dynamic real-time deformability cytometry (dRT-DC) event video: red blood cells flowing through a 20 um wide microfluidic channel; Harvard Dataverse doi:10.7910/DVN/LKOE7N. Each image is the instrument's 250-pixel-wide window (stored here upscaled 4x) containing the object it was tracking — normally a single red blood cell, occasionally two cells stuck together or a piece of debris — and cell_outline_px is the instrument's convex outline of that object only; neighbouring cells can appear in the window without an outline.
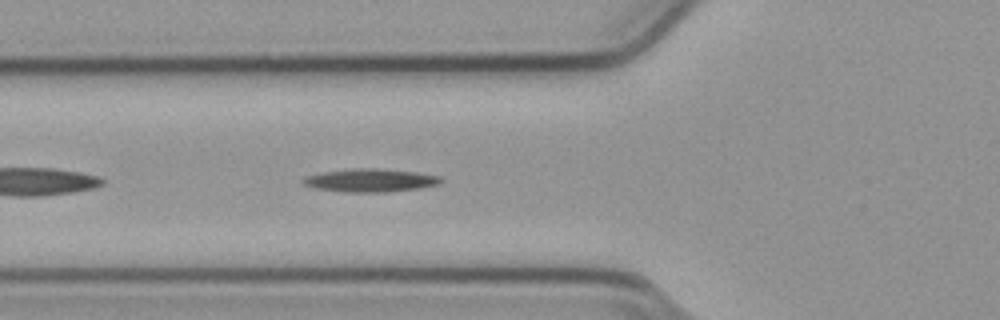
{"species": "common noctule bat (a hibernating species)", "species_latin": "Nyctalus noctula", "temperature_condition": "cold", "stored_images_in_passage": 36, "camera_frame_rate_fps": 3000, "um_per_image_px": 0.085, "animal": {"sex": "male", "body_mass_g": 23.1, "forearm_length_mm": 52.7}, "frame": {"image": 1, "passage_image": 5, "time_ms": 1.333, "image_size_px": [1000, 320], "cell_outline_px": [[444, 180], [440, 184], [420, 188], [388, 192], [344, 192], [316, 188], [304, 184], [300, 180], [304, 176], [320, 172], [356, 168], [376, 168], [416, 172], [440, 176]], "centroid_in_image_um": [31.48, 15.33], "position_along_channel_um": 94.3, "area_um2": 18.73}}
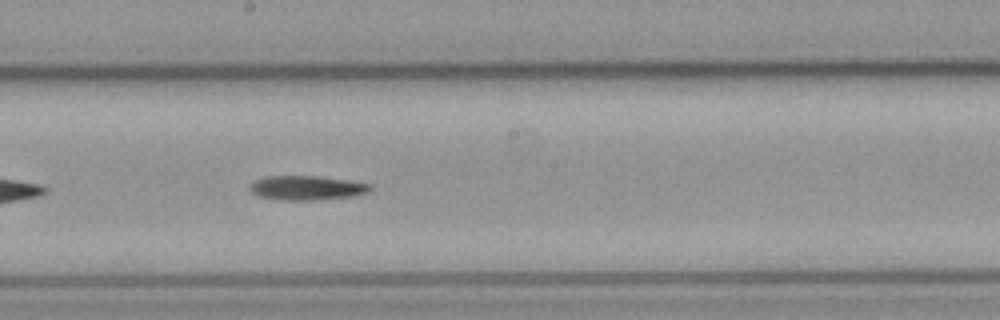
{"frame": {"image": 2, "passage_image": 15, "time_ms": 4.667, "image_size_px": [1000, 320], "cell_outline_px": [[372, 188], [368, 192], [356, 196], [316, 200], [280, 200], [256, 196], [248, 188], [248, 184], [264, 176], [316, 176], [372, 184]], "centroid_in_image_um": [26.03, 15.98], "position_along_channel_um": 222.2, "area_um2": 17.22}}
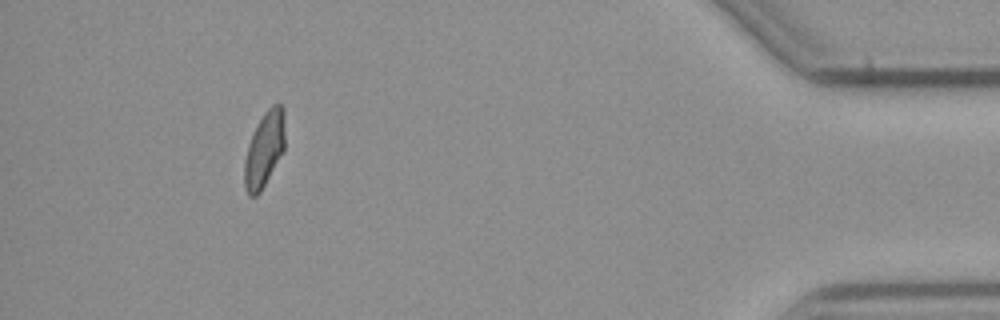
{"frame": {"image": 3, "passage_image": 32, "time_ms": 10.333, "image_size_px": [1000, 320], "cell_outline_px": [[284, 152], [260, 192], [256, 196], [248, 196], [244, 188], [244, 160], [248, 144], [256, 124], [264, 112], [272, 104], [280, 104], [284, 108]], "centroid_in_image_um": [22.46, 12.7], "position_along_channel_um": 412.7, "area_um2": 18.03}}